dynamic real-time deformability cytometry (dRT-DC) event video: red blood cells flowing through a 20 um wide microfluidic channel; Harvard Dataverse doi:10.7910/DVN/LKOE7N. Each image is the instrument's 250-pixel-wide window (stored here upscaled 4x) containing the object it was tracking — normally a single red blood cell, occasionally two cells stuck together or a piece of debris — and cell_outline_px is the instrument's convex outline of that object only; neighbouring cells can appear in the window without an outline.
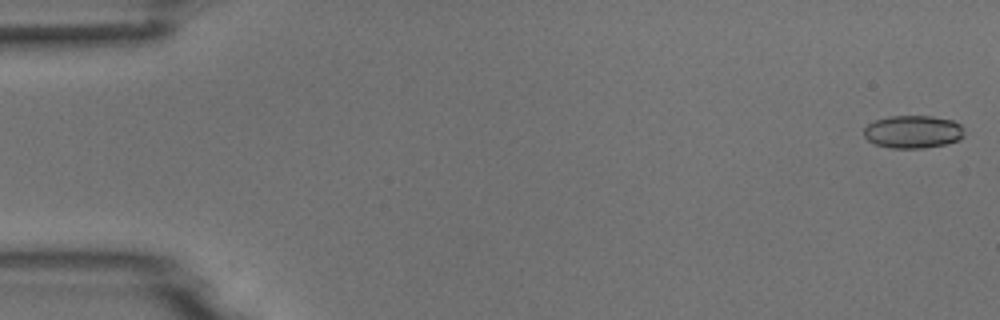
{"species": "common noctule bat (a hibernating species)", "species_latin": "Nyctalus noctula", "temperature_condition": "room temperature", "stored_images_in_passage": 53, "camera_frame_rate_fps": 3000, "um_per_image_px": 0.085, "animal": {"sex": "male", "body_mass_g": 18.8}, "frame": {"image": 1, "passage_image": 1, "time_ms": 0.0, "image_size_px": [1000, 320], "cell_outline_px": [[964, 136], [956, 140], [944, 144], [924, 148], [892, 148], [876, 144], [868, 140], [864, 136], [864, 128], [868, 124], [876, 120], [888, 116], [932, 116], [952, 120], [960, 124], [964, 128]], "centroid_in_image_um": [77.6, 11.19], "position_along_channel_um": 7.4, "area_um2": 19.13}}
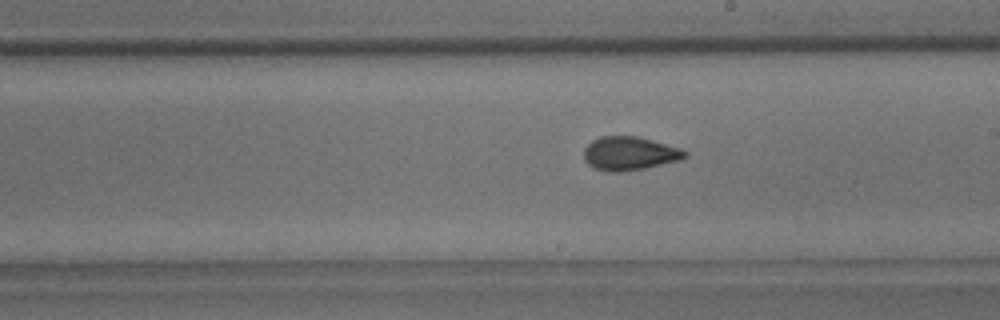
{"frame": {"image": 2, "passage_image": 30, "time_ms": 9.667, "image_size_px": [1000, 320], "cell_outline_px": [[688, 156], [680, 160], [644, 168], [620, 172], [608, 172], [596, 168], [588, 164], [584, 160], [584, 148], [592, 140], [600, 136], [640, 136], [680, 148], [688, 152]], "centroid_in_image_um": [53.51, 13.03], "position_along_channel_um": 235.5, "area_um2": 19.88}}
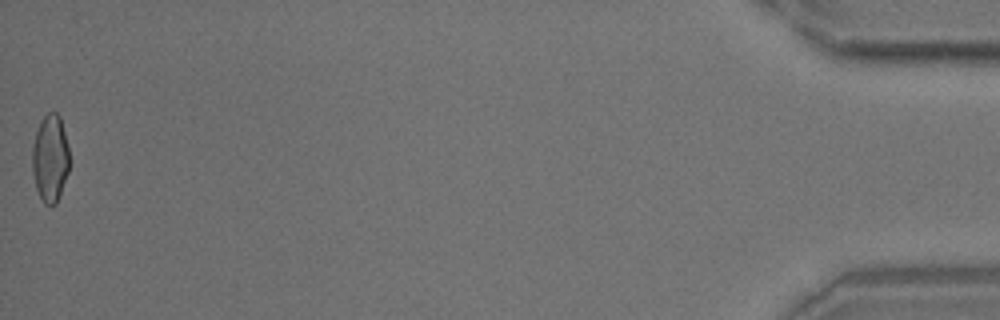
{"frame": {"image": 3, "passage_image": 53, "time_ms": 17.333, "image_size_px": [1000, 320], "cell_outline_px": [[68, 172], [56, 204], [44, 204], [36, 188], [32, 172], [32, 144], [40, 120], [48, 112], [56, 112], [60, 116], [68, 148]], "centroid_in_image_um": [4.24, 13.43], "position_along_channel_um": 431.0, "area_um2": 18.79}}